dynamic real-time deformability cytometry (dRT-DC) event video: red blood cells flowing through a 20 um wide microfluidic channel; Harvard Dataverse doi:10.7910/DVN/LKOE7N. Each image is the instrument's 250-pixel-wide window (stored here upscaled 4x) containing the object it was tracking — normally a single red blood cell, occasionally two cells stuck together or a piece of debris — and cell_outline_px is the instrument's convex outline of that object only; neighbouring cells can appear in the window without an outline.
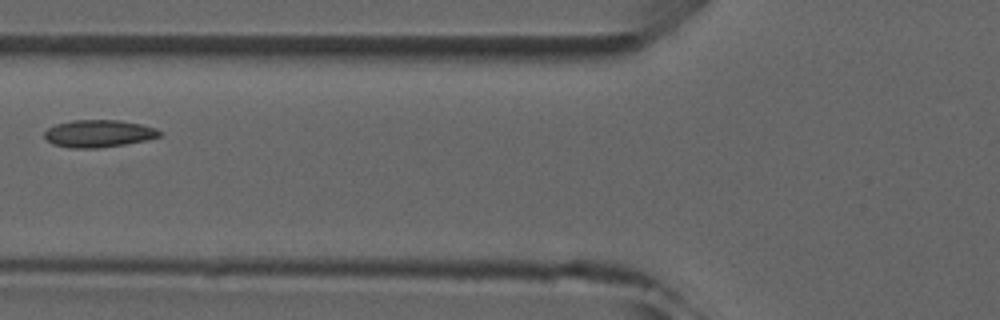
{"species": "common noctule bat (a hibernating species)", "species_latin": "Nyctalus noctula", "temperature_condition": "room temperature", "stored_images_in_passage": 2, "camera_frame_rate_fps": 3000, "um_per_image_px": 0.085, "animal": {"sex": "male", "forearm_length_mm": 52.5}, "frame": {"image": 1, "passage_image": 2, "time_ms": 1.0, "image_size_px": [1000, 320], "cell_outline_px": [[160, 136], [148, 140], [100, 148], [72, 148], [52, 144], [44, 136], [44, 132], [48, 128], [56, 124], [72, 120], [120, 120], [140, 124], [156, 128], [160, 132]], "centroid_in_image_um": [8.37, 11.35], "position_along_channel_um": 117.4, "area_um2": 18.32}}